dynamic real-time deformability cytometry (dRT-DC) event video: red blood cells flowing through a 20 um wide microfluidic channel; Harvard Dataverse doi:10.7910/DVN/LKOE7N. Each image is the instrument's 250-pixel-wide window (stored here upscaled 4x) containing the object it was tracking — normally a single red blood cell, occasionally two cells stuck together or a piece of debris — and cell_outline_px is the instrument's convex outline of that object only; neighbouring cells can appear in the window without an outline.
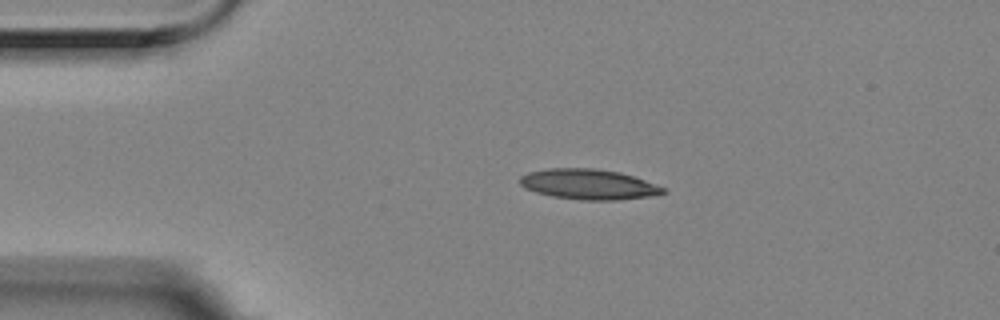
{"species": "Egyptian fruit bat (a non-hibernating species)", "species_latin": "Rousettus aegyptiacus", "temperature_condition": "room temperature", "stored_images_in_passage": 13, "camera_frame_rate_fps": 3000, "um_per_image_px": 0.085, "animal": {"sex": "female"}, "frame": {"image": 1, "passage_image": 2, "time_ms": 0.333, "image_size_px": [1000, 320], "cell_outline_px": [[668, 192], [648, 196], [620, 200], [580, 200], [552, 196], [536, 192], [524, 188], [520, 184], [520, 176], [528, 172], [548, 168], [592, 168], [620, 172], [644, 180], [664, 188]], "centroid_in_image_um": [49.99, 15.66], "position_along_channel_um": 35.0, "area_um2": 25.2}}
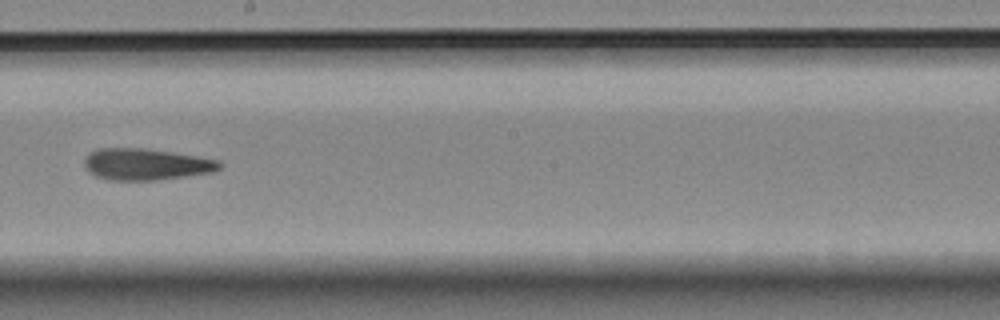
{"frame": {"image": 2, "passage_image": 7, "time_ms": 2.0, "image_size_px": [1000, 320], "cell_outline_px": [[220, 168], [212, 172], [156, 180], [108, 180], [96, 176], [88, 172], [84, 168], [84, 160], [88, 152], [96, 148], [144, 148], [172, 152], [220, 160]], "centroid_in_image_um": [12.34, 13.96], "position_along_channel_um": 235.9, "area_um2": 24.91}}
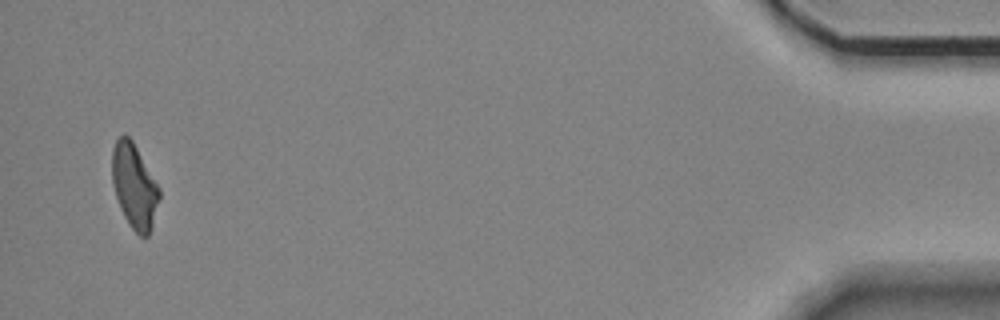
{"frame": {"image": 3, "passage_image": 13, "time_ms": 4.0, "image_size_px": [1000, 320], "cell_outline_px": [[160, 196], [152, 228], [148, 236], [140, 236], [128, 224], [120, 208], [112, 184], [112, 148], [116, 140], [124, 132], [132, 140], [160, 188]], "centroid_in_image_um": [11.41, 15.82], "position_along_channel_um": 423.8, "area_um2": 23.29}}